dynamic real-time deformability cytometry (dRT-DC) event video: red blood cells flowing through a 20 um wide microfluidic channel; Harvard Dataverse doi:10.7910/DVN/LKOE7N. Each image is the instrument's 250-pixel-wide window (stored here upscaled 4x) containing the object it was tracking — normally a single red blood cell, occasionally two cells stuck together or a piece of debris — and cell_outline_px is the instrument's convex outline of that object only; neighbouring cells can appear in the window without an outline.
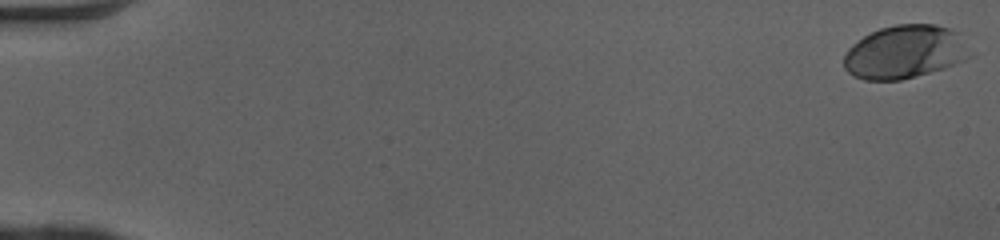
{"species": "human", "species_latin": "Homo sapiens", "temperature_condition": "cold", "stored_images_in_passage": 51, "camera_frame_rate_fps": 3000, "um_per_image_px": 0.085, "donor": {"sex": "female"}, "frame": {"image": 1, "passage_image": 1, "time_ms": 0.0, "image_size_px": [1000, 240], "cell_outline_px": [[976, 56], [944, 68], [900, 80], [864, 80], [852, 76], [844, 68], [844, 56], [848, 48], [852, 44], [864, 36], [880, 28], [896, 24], [936, 24], [948, 28], [956, 32], [976, 52]], "centroid_in_image_um": [76.96, 4.42], "position_along_channel_um": 8.0, "area_um2": 39.59}}
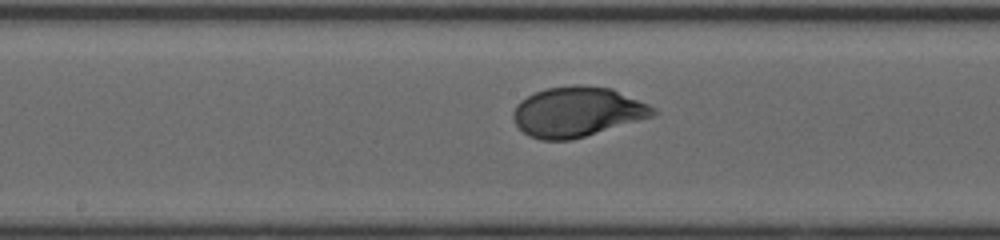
{"frame": {"image": 2, "passage_image": 28, "time_ms": 9.0, "image_size_px": [1000, 240], "cell_outline_px": [[660, 112], [656, 116], [572, 140], [540, 140], [528, 136], [516, 124], [512, 116], [512, 112], [516, 104], [520, 100], [544, 88], [576, 84], [580, 84], [612, 88], [648, 104], [656, 108]], "centroid_in_image_um": [49.09, 9.5], "position_along_channel_um": 199.1, "area_um2": 41.21}}
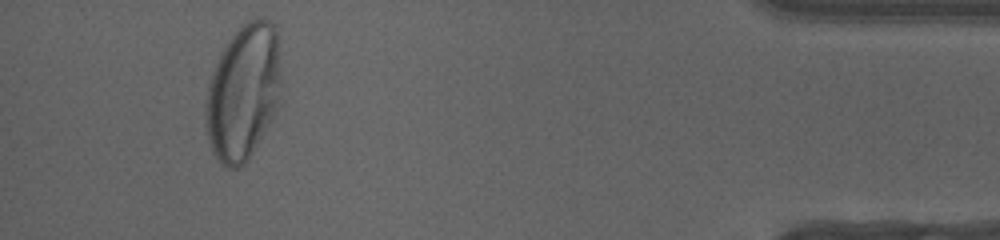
{"frame": {"image": 3, "passage_image": 48, "time_ms": 15.667, "image_size_px": [1000, 240], "cell_outline_px": [[280, 104], [276, 112], [248, 160], [240, 168], [228, 168], [212, 152], [208, 140], [204, 124], [204, 104], [208, 84], [212, 72], [228, 40], [248, 20], [256, 16], [260, 16], [268, 20], [276, 28], [280, 72]], "centroid_in_image_um": [20.67, 7.86], "position_along_channel_um": 414.5, "area_um2": 60.05}, "authors_computed_cell_mechanics": {"area_um2": 40.2288, "velocity_mm_per_s": 4.0693, "shape_relaxation_time_tau1_ms": 3.3812, "shape_relaxation_time_tau2_ms": null, "deformation_change_tau1": 0.1898, "deformation_change_tau2": null}}